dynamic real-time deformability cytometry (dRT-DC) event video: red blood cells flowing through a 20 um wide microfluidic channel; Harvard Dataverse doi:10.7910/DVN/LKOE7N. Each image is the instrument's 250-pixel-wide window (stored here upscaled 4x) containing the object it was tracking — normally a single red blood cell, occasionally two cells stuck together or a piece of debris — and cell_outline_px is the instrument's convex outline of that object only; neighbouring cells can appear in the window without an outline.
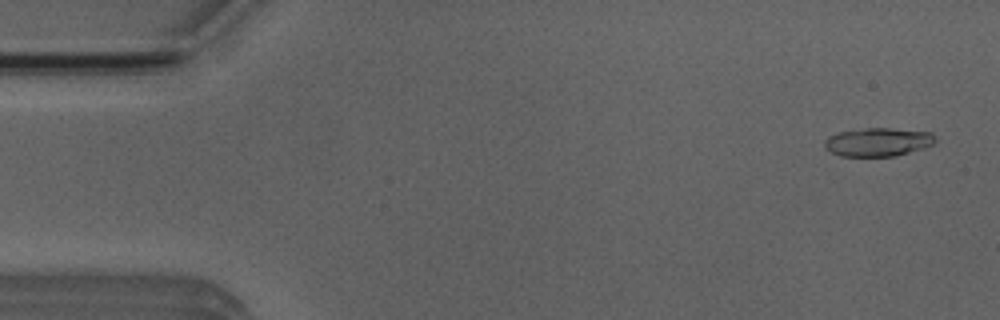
{"species": "Egyptian fruit bat (a non-hibernating species)", "species_latin": "Rousettus aegyptiacus", "temperature_condition": "room temperature", "stored_images_in_passage": 6, "camera_frame_rate_fps": 3000, "um_per_image_px": 0.085, "animal": {"sex": "male"}, "frame": {"image": 1, "passage_image": 1, "time_ms": 0.0, "image_size_px": [1000, 320], "cell_outline_px": [[936, 140], [932, 144], [924, 148], [896, 156], [840, 156], [824, 148], [824, 140], [828, 136], [840, 132], [868, 128], [892, 128], [932, 132], [936, 136]], "centroid_in_image_um": [74.64, 12.07], "position_along_channel_um": 10.4, "area_um2": 18.44}}